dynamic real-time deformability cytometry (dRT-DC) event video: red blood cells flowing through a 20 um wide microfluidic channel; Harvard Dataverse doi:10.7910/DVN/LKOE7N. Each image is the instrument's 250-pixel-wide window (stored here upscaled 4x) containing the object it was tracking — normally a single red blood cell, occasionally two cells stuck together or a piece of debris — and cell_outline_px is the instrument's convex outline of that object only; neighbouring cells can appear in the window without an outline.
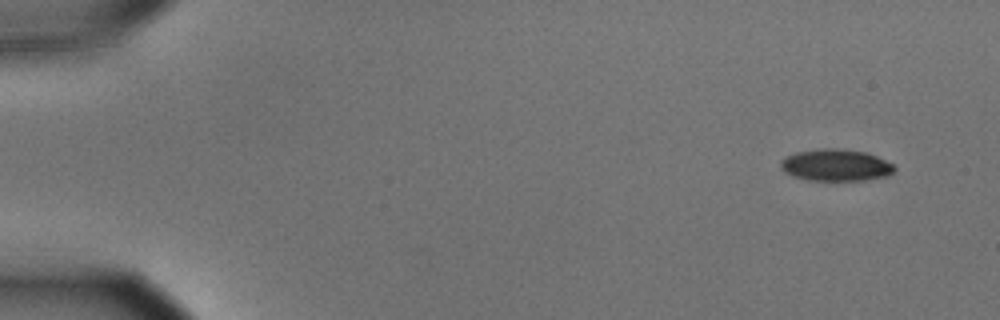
{"species": "common noctule bat (a hibernating species)", "species_latin": "Nyctalus noctula", "temperature_condition": "cold", "stored_images_in_passage": 15, "camera_frame_rate_fps": 3000, "um_per_image_px": 0.085, "animal": {"sex": "male", "body_mass_g": 15.6}, "frame": {"image": 1, "passage_image": 1, "time_ms": 0.0, "image_size_px": [1000, 320], "cell_outline_px": [[896, 172], [888, 176], [868, 180], [808, 180], [792, 176], [784, 172], [780, 164], [780, 160], [796, 152], [816, 148], [836, 148], [864, 152], [876, 156], [892, 164], [896, 168]], "centroid_in_image_um": [71.05, 14.04], "position_along_channel_um": 14.0, "area_um2": 21.21}}
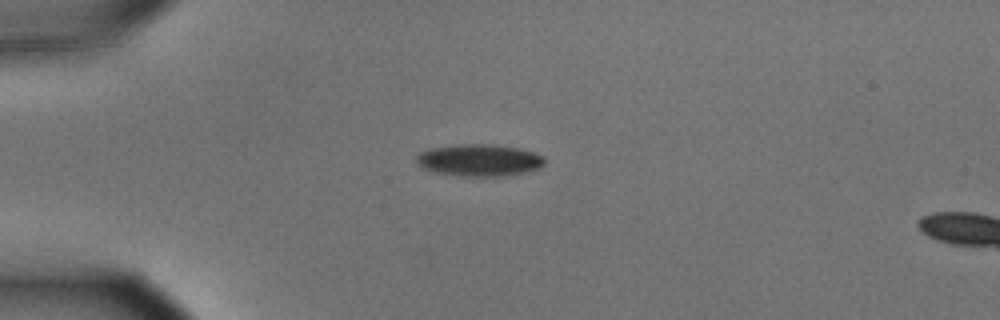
{"frame": {"image": 2, "passage_image": 12, "time_ms": 3.667, "image_size_px": [1000, 320], "cell_outline_px": [[544, 164], [540, 168], [508, 176], [456, 176], [432, 172], [420, 168], [416, 164], [416, 156], [420, 152], [432, 148], [460, 144], [492, 144], [516, 148], [532, 152], [544, 156]], "centroid_in_image_um": [40.68, 13.63], "position_along_channel_um": 44.3, "area_um2": 24.1}}